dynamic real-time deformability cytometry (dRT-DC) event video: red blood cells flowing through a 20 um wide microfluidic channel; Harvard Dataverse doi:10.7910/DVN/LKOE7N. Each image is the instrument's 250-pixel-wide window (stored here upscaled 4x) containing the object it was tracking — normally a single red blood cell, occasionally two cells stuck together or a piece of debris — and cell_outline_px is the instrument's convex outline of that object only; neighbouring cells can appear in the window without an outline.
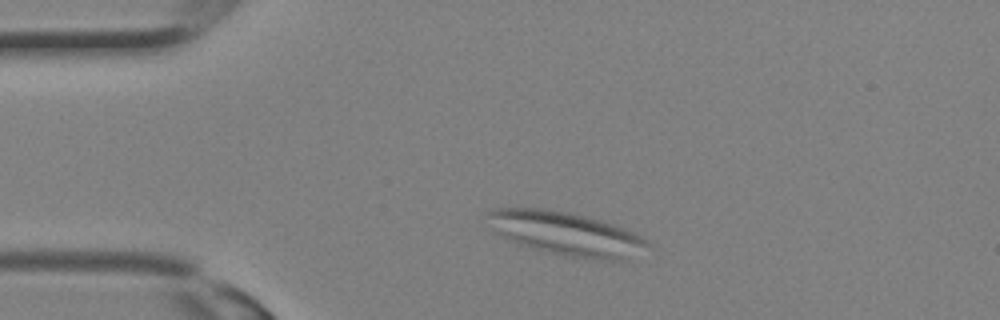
{"species": "Egyptian fruit bat (a non-hibernating species)", "species_latin": "Rousettus aegyptiacus", "temperature_condition": "room temperature", "stored_images_in_passage": 29, "camera_frame_rate_fps": 3000, "um_per_image_px": 0.085, "animal": {"sex": "female"}, "frame": {"image": 1, "passage_image": 4, "time_ms": 1.0, "image_size_px": [1000, 320], "cell_outline_px": [[652, 248], [624, 260], [600, 260], [568, 256], [516, 244], [500, 236], [492, 228], [484, 212], [492, 208], [544, 208], [572, 212], [600, 220], [624, 228], [648, 240]], "centroid_in_image_um": [48.12, 19.85], "position_along_channel_um": 36.9, "area_um2": 40.98}}
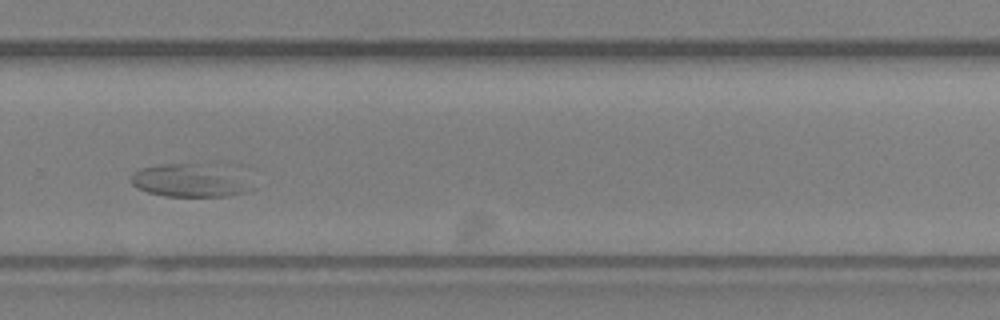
{"frame": {"image": 2, "passage_image": 19, "time_ms": 6.0, "image_size_px": [1000, 320], "cell_outline_px": [[256, 188], [248, 192], [228, 196], [164, 196], [148, 192], [136, 188], [132, 184], [132, 176], [140, 168], [160, 164], [196, 164]], "centroid_in_image_um": [15.85, 15.42], "position_along_channel_um": 313.9, "area_um2": 21.04}}
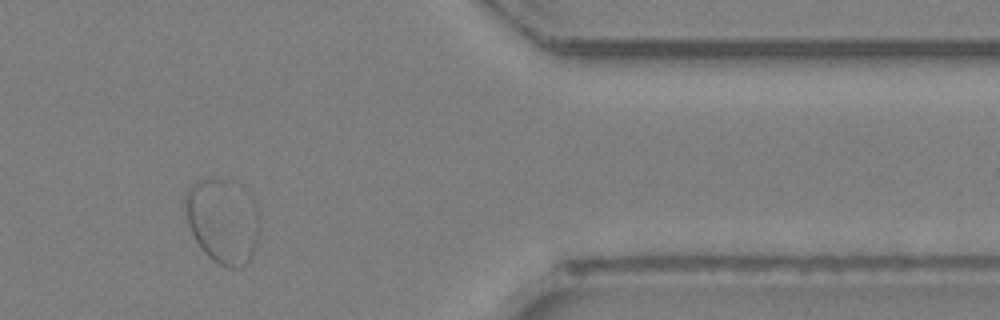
{"frame": {"image": 3, "passage_image": 24, "time_ms": 7.667, "image_size_px": [1000, 320], "cell_outline_px": [[260, 232], [252, 256], [240, 268], [228, 268], [212, 260], [200, 248], [188, 224], [184, 208], [184, 192], [196, 180], [232, 180], [252, 192], [260, 216]], "centroid_in_image_um": [18.97, 18.74], "position_along_channel_um": 392.4, "area_um2": 37.69}}